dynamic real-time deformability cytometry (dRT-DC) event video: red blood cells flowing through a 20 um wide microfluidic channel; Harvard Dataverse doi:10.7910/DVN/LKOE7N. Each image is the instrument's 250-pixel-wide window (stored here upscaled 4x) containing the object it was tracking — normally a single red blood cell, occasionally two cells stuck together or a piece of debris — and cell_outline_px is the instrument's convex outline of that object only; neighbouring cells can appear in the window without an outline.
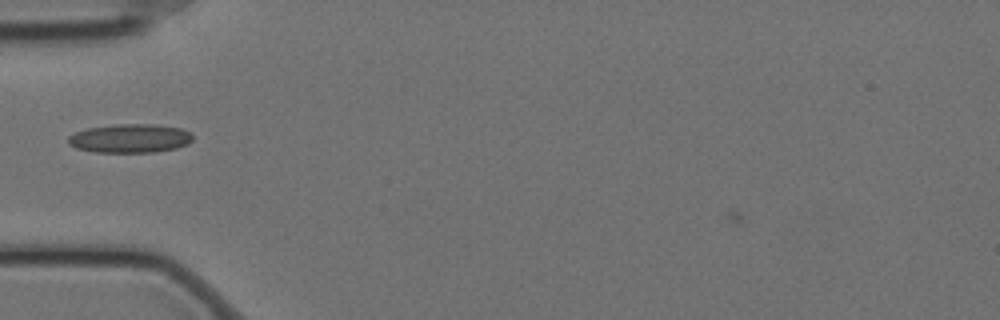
{"species": "Egyptian fruit bat (a non-hibernating species)", "species_latin": "Rousettus aegyptiacus", "temperature_condition": "cold", "stored_images_in_passage": 53, "camera_frame_rate_fps": 3000, "um_per_image_px": 0.085, "animal": {"sex": "female"}, "frame": {"image": 1, "passage_image": 14, "time_ms": 4.333, "image_size_px": [1000, 320], "cell_outline_px": [[192, 140], [188, 144], [176, 148], [156, 152], [96, 152], [76, 148], [68, 144], [68, 136], [76, 132], [88, 128], [116, 124], [156, 124], [180, 128], [188, 132], [192, 136]], "centroid_in_image_um": [11.05, 11.76], "position_along_channel_um": 74.0, "area_um2": 20.87}}
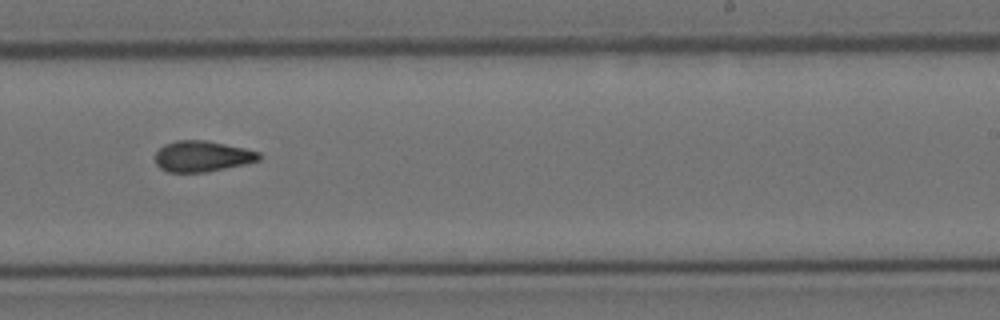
{"frame": {"image": 2, "passage_image": 31, "time_ms": 10.0, "image_size_px": [1000, 320], "cell_outline_px": [[260, 160], [244, 164], [204, 172], [168, 172], [160, 168], [156, 164], [156, 152], [164, 144], [176, 140], [204, 140], [244, 148], [260, 152]], "centroid_in_image_um": [17.17, 13.28], "position_along_channel_um": 271.8, "area_um2": 18.5}}
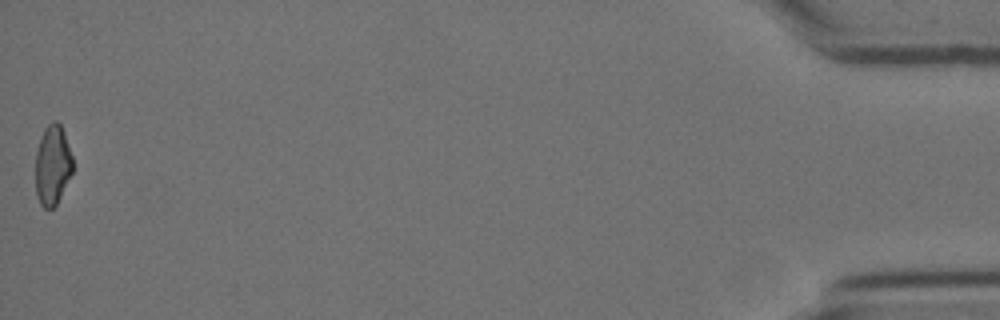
{"frame": {"image": 3, "passage_image": 53, "time_ms": 17.333, "image_size_px": [1000, 320], "cell_outline_px": [[72, 172], [56, 204], [52, 208], [44, 208], [40, 204], [36, 196], [36, 152], [40, 136], [44, 128], [52, 120], [56, 120], [60, 124], [64, 132], [72, 156]], "centroid_in_image_um": [4.45, 14.0], "position_along_channel_um": 430.8, "area_um2": 17.28}, "authors_computed_cell_mechanics": {"area_um2": 18.207, "velocity_mm_per_s": 3.484, "shape_relaxation_time_tau1_ms": null, "shape_relaxation_time_tau2_ms": 3.8517, "deformation_change_tau1": null, "deformation_change_tau2": 0.1098}}